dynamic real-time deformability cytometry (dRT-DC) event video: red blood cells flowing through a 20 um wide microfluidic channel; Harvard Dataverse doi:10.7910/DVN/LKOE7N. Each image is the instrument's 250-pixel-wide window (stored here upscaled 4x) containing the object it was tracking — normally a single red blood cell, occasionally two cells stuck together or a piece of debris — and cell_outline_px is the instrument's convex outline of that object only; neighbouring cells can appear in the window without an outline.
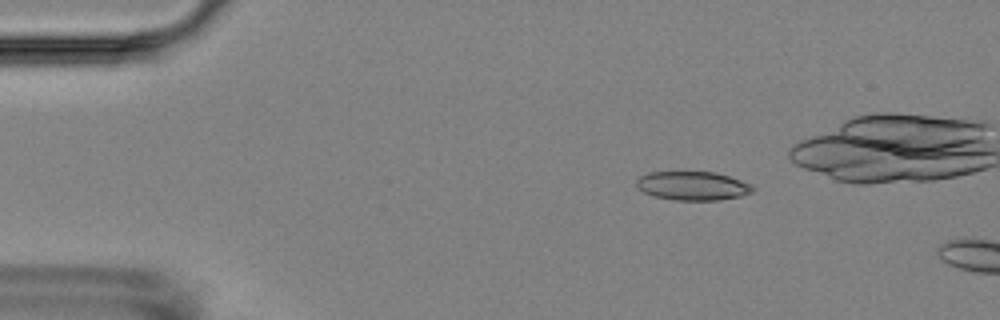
{"species": "Egyptian fruit bat (a non-hibernating species)", "species_latin": "Rousettus aegyptiacus", "temperature_condition": "room temperature", "stored_images_in_passage": 5, "camera_frame_rate_fps": 3000, "um_per_image_px": 0.085, "animal": {"sex": "female"}, "frame": {"image": 1, "passage_image": 2, "time_ms": 1.333, "image_size_px": [1000, 320], "cell_outline_px": [[756, 188], [752, 192], [740, 196], [720, 200], [672, 200], [656, 196], [644, 192], [636, 184], [636, 180], [640, 176], [648, 172], [716, 172], [752, 184]], "centroid_in_image_um": [58.91, 15.79], "position_along_channel_um": 26.1, "area_um2": 19.48}}